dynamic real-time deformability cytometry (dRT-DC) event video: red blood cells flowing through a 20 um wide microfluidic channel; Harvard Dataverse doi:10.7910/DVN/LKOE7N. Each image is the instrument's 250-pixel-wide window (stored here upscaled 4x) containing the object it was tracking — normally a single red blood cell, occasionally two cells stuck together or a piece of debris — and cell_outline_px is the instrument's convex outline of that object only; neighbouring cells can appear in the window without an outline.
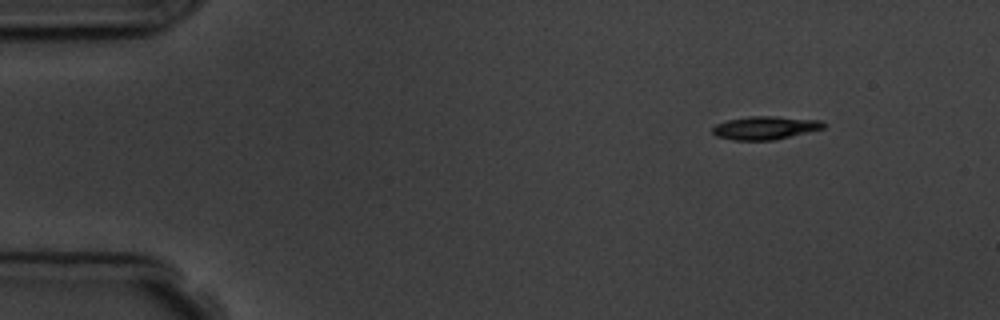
{"species": "common noctule bat (a hibernating species)", "species_latin": "Nyctalus noctula", "temperature_condition": "room temperature", "stored_images_in_passage": 6, "segment_of_instrument_passage": [2, 2], "camera_frame_rate_fps": 3000, "um_per_image_px": 0.085, "animal": {"sex": "male", "body_mass_g": 19.5, "forearm_length_mm": 54.6}, "frame": {"image": 1, "passage_image": 6, "time_ms": 5.667, "image_size_px": [1000, 320], "cell_outline_px": [[824, 128], [776, 140], [732, 140], [716, 136], [712, 132], [712, 128], [716, 124], [728, 120], [748, 116], [776, 116], [820, 120], [824, 124]], "centroid_in_image_um": [65.02, 10.87], "position_along_channel_um": 20.0, "area_um2": 15.03}}